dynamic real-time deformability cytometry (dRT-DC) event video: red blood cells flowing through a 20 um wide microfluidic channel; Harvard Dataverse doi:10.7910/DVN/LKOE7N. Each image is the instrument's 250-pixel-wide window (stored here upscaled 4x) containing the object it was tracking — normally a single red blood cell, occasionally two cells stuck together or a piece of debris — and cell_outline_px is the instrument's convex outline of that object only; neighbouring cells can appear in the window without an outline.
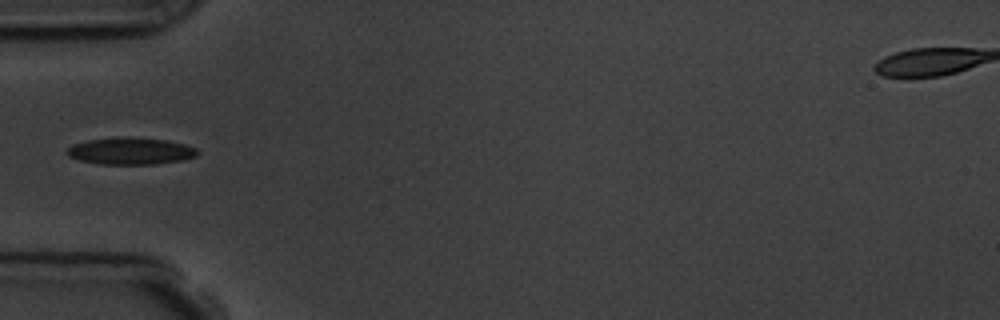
{"species": "common noctule bat (a hibernating species)", "species_latin": "Nyctalus noctula", "temperature_condition": "room temperature", "stored_images_in_passage": 1, "camera_frame_rate_fps": 3000, "um_per_image_px": 0.085, "animal": {"sex": "male", "body_mass_g": 19.5, "forearm_length_mm": 54.6}, "frame": {"image": 1, "passage_image": 1, "time_ms": 0.0, "image_size_px": [1000, 320], "cell_outline_px": [[200, 152], [196, 156], [184, 160], [156, 164], [100, 164], [80, 160], [68, 156], [64, 152], [68, 148], [76, 144], [88, 140], [128, 136], [164, 140], [184, 144], [196, 148]], "centroid_in_image_um": [11.12, 12.84], "position_along_channel_um": 73.9, "area_um2": 20.46}}